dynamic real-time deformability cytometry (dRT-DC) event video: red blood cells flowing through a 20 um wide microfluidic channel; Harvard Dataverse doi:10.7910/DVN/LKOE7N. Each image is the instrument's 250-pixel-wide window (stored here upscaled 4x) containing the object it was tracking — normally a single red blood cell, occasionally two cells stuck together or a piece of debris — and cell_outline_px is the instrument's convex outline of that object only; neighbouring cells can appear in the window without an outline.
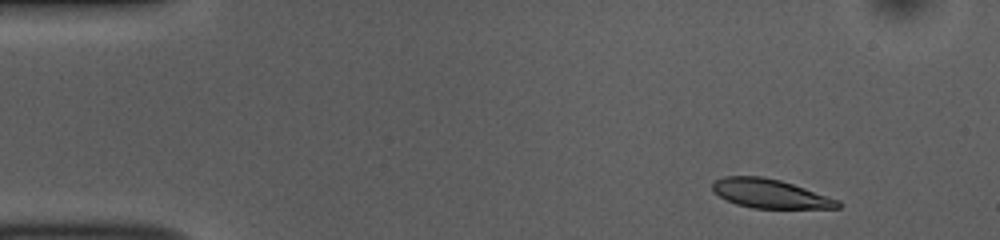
{"species": "common noctule bat (a hibernating species)", "species_latin": "Nyctalus noctula", "temperature_condition": "room temperature", "stored_images_in_passage": 49, "camera_frame_rate_fps": 3000, "um_per_image_px": 0.085, "animal": {"sex": "female", "body_mass_g": 10.0, "forearm_length_mm": 53.1}, "frame": {"image": 1, "passage_image": 1, "time_ms": 0.0, "image_size_px": [1000, 240], "cell_outline_px": [[840, 208], [752, 208], [736, 204], [712, 192], [712, 184], [716, 180], [724, 176], [764, 176], [780, 180], [840, 200]], "centroid_in_image_um": [65.44, 16.45], "position_along_channel_um": 19.6, "area_um2": 21.04}}
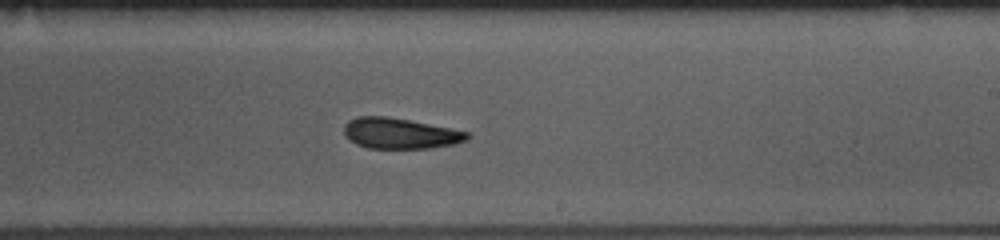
{"frame": {"image": 2, "passage_image": 27, "time_ms": 8.667, "image_size_px": [1000, 240], "cell_outline_px": [[472, 136], [468, 140], [452, 144], [432, 148], [368, 148], [356, 144], [348, 140], [344, 136], [344, 124], [348, 120], [356, 116], [388, 116], [468, 132]], "centroid_in_image_um": [33.95, 11.34], "position_along_channel_um": 255.0, "area_um2": 22.08}}
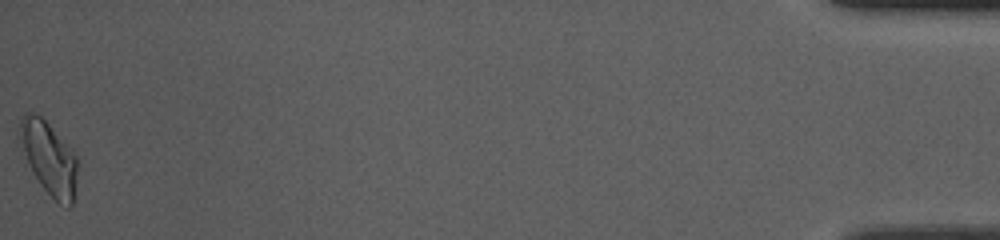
{"frame": {"image": 3, "passage_image": 49, "time_ms": 16.0, "image_size_px": [1000, 240], "cell_outline_px": [[80, 164], [72, 204], [68, 208], [64, 208], [40, 184], [32, 172], [28, 164], [16, 136], [20, 120], [24, 112], [32, 112], [40, 116], [72, 148]], "centroid_in_image_um": [4.16, 13.42], "position_along_channel_um": 431.0, "area_um2": 25.09}, "authors_computed_cell_mechanics": {"area_um2": 22.542, "velocity_mm_per_s": 3.7073, "shape_relaxation_time_tau1_ms": 2.413, "shape_relaxation_time_tau2_ms": 2.6696, "deformation_change_tau1": 0.1219, "deformation_change_tau2": 0.0986}}